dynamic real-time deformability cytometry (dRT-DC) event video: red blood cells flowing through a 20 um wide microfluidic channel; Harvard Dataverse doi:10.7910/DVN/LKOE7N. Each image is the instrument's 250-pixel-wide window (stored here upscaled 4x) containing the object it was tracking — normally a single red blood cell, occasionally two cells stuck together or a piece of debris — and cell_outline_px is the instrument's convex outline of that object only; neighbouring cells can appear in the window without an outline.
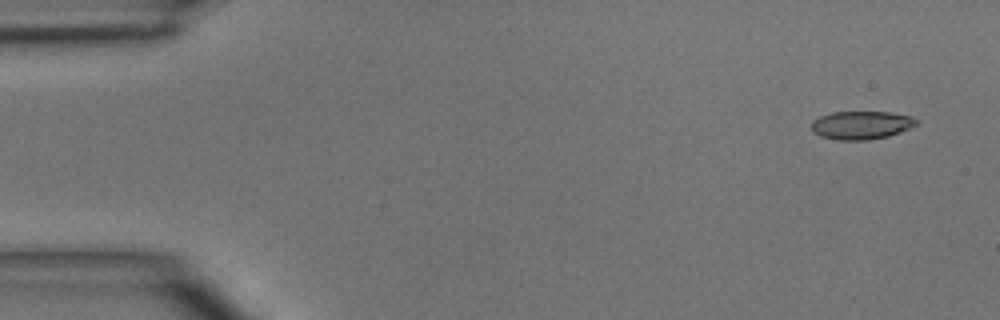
{"species": "common noctule bat (a hibernating species)", "species_latin": "Nyctalus noctula", "temperature_condition": "room temperature", "stored_images_in_passage": 5, "segment_of_instrument_passage": [2, 2], "camera_frame_rate_fps": 3000, "um_per_image_px": 0.085, "animal": {"sex": "male", "body_mass_g": 15.6}, "frame": {"image": 1, "passage_image": 5, "time_ms": 4.667, "image_size_px": [1000, 320], "cell_outline_px": [[920, 124], [912, 128], [888, 136], [868, 140], [840, 140], [820, 136], [812, 132], [812, 120], [820, 116], [832, 112], [888, 112], [908, 116], [920, 120]], "centroid_in_image_um": [73.23, 10.64], "position_along_channel_um": 11.8, "area_um2": 17.4}}